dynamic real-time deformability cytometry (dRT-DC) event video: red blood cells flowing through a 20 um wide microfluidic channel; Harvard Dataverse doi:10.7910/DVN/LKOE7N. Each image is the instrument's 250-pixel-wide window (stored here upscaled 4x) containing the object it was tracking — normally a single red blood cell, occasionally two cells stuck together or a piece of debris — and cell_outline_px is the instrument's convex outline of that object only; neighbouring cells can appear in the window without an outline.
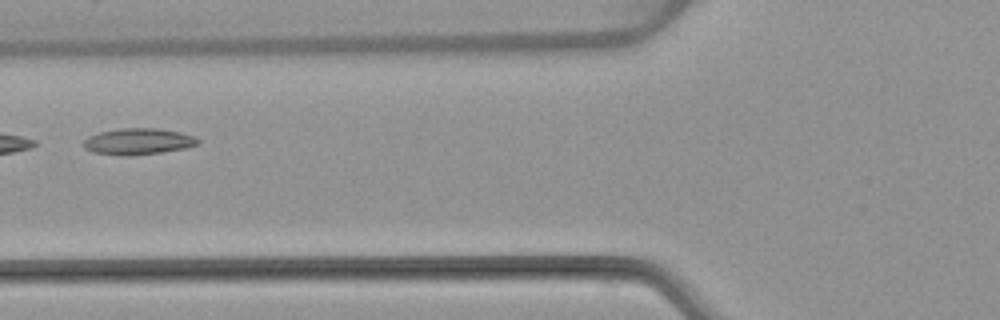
{"species": "common noctule bat (a hibernating species)", "species_latin": "Nyctalus noctula", "temperature_condition": "warm", "stored_images_in_passage": 6, "camera_frame_rate_fps": 3000, "um_per_image_px": 0.085, "animal": {"sex": "female", "body_mass_g": 22.7, "forearm_length_mm": 54.2}, "frame": {"image": 1, "passage_image": 6, "time_ms": 6.0, "image_size_px": [1000, 320], "cell_outline_px": [[200, 144], [188, 148], [132, 156], [120, 156], [92, 152], [84, 148], [84, 140], [88, 136], [100, 132], [120, 128], [160, 128], [180, 132], [196, 136], [200, 140]], "centroid_in_image_um": [11.78, 12.03], "position_along_channel_um": 114.0, "area_um2": 17.86}}